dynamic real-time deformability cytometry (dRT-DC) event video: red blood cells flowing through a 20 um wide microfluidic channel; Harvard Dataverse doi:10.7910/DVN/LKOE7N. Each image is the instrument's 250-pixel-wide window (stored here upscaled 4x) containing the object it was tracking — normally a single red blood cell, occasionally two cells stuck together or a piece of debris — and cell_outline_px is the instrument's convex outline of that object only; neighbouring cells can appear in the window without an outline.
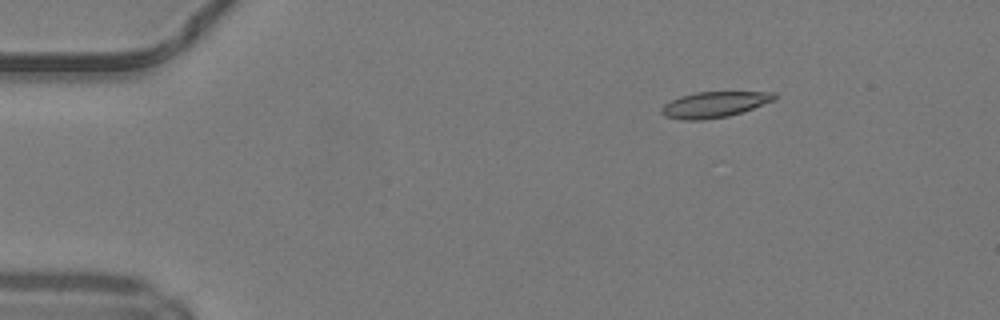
{"species": "common noctule bat (a hibernating species)", "species_latin": "Nyctalus noctula", "temperature_condition": "warm", "stored_images_in_passage": 49, "camera_frame_rate_fps": 3000, "um_per_image_px": 0.085, "animal": {"sex": "male", "body_mass_g": 19.2, "forearm_length_mm": 51.8}, "frame": {"image": 1, "passage_image": 7, "time_ms": 2.0, "image_size_px": [1000, 320], "cell_outline_px": [[776, 100], [728, 116], [700, 120], [684, 120], [664, 116], [660, 112], [660, 108], [664, 104], [680, 96], [696, 92], [776, 92]], "centroid_in_image_um": [60.7, 8.88], "position_along_channel_um": 24.3, "area_um2": 16.88}}
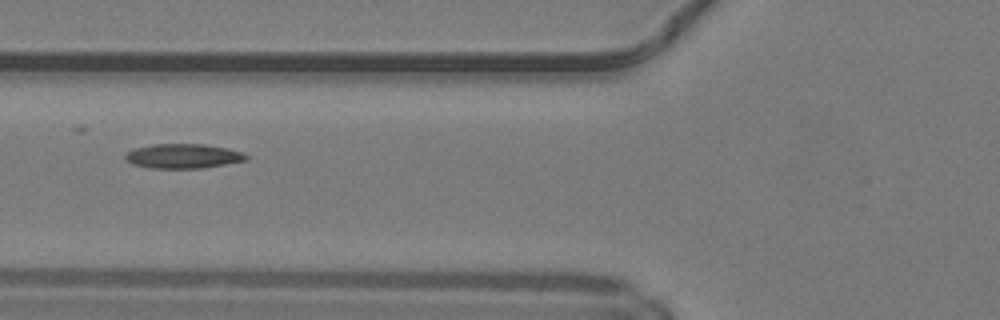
{"frame": {"image": 2, "passage_image": 19, "time_ms": 6.0, "image_size_px": [1000, 320], "cell_outline_px": [[248, 160], [200, 168], [148, 168], [132, 164], [124, 156], [132, 148], [152, 144], [204, 144], [228, 148], [244, 152], [248, 156]], "centroid_in_image_um": [15.57, 13.26], "position_along_channel_um": 110.2, "area_um2": 17.34}}
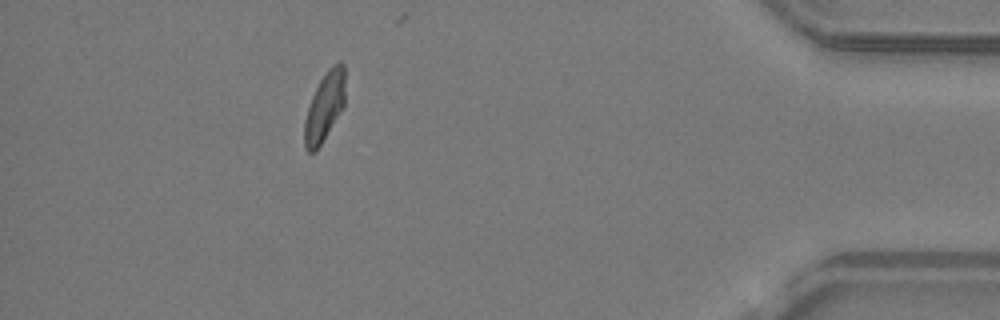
{"frame": {"image": 3, "passage_image": 44, "time_ms": 14.333, "image_size_px": [1000, 320], "cell_outline_px": [[344, 108], [316, 152], [308, 152], [304, 148], [304, 120], [312, 96], [320, 80], [328, 68], [332, 64], [340, 60], [344, 64]], "centroid_in_image_um": [27.59, 9.09], "position_along_channel_um": 407.6, "area_um2": 16.53}, "authors_computed_cell_mechanics": {"area_um2": 17.1088, "velocity_mm_per_s": 4.226, "shape_relaxation_time_tau1_ms": 1.6271, "shape_relaxation_time_tau2_ms": null, "deformation_change_tau1": 0.1292, "deformation_change_tau2": null}}